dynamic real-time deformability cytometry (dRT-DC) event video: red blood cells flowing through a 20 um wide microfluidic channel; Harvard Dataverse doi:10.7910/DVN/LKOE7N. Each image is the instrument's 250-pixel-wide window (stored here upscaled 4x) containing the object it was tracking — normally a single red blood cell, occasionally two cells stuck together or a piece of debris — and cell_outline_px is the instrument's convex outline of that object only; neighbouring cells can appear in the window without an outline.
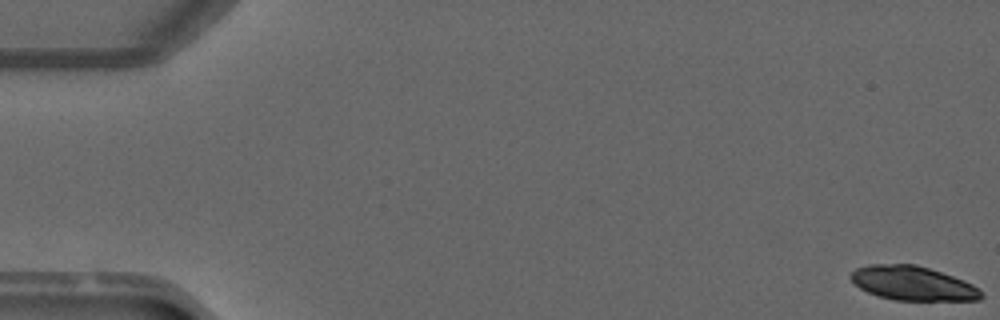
{"species": "common noctule bat (a hibernating species)", "species_latin": "Nyctalus noctula", "temperature_condition": "warm", "stored_images_in_passage": 51, "camera_frame_rate_fps": 3000, "um_per_image_px": 0.085, "animal": {"sex": "male", "forearm_length_mm": 52.5}, "frame": {"image": 1, "passage_image": 1, "time_ms": 0.0, "image_size_px": [1000, 320], "cell_outline_px": [[984, 296], [980, 300], [896, 300], [880, 296], [868, 292], [860, 288], [852, 280], [852, 272], [856, 268], [868, 264], [916, 264], [964, 280], [972, 284]], "centroid_in_image_um": [77.58, 24.07], "position_along_channel_um": 7.4, "area_um2": 25.61}}
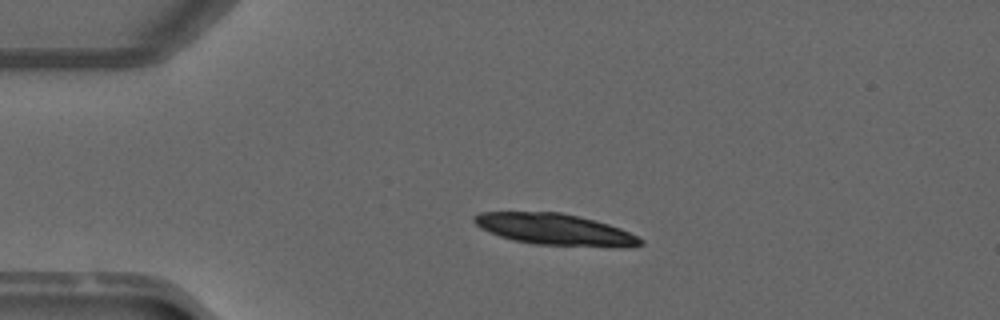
{"frame": {"image": 2, "passage_image": 12, "time_ms": 3.667, "image_size_px": [1000, 320], "cell_outline_px": [[644, 244], [624, 248], [612, 248], [536, 244], [512, 240], [488, 232], [480, 228], [472, 220], [472, 216], [480, 212], [560, 212], [608, 224], [620, 228], [640, 236], [644, 240]], "centroid_in_image_um": [47.22, 19.52], "position_along_channel_um": 37.8, "area_um2": 30.75}}